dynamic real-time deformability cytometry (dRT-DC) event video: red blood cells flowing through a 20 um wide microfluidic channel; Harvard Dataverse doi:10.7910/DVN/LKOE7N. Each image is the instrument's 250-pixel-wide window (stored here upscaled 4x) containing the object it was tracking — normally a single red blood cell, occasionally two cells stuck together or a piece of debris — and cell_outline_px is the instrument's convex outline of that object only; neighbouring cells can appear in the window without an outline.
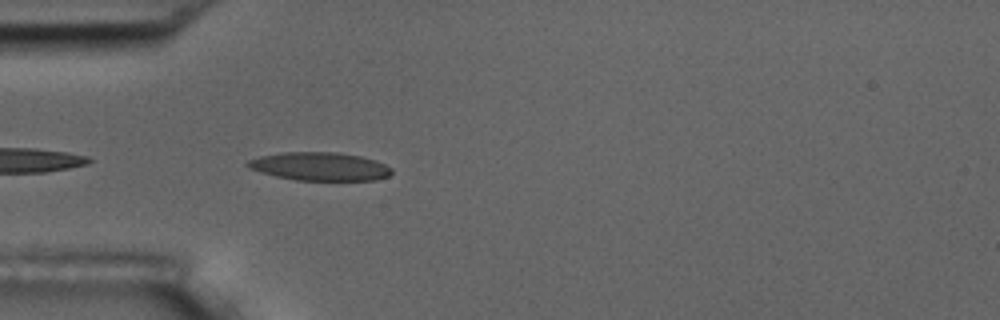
{"species": "common noctule bat (a hibernating species)", "species_latin": "Nyctalus noctula", "temperature_condition": "room temperature", "stored_images_in_passage": 11, "camera_frame_rate_fps": 3000, "um_per_image_px": 0.085, "animal": {"sex": "male", "body_mass_g": 17.5, "forearm_length_mm": 52.3}, "frame": {"image": 1, "passage_image": 2, "time_ms": 0.333, "image_size_px": [1000, 320], "cell_outline_px": [[392, 172], [388, 176], [376, 180], [296, 180], [276, 176], [248, 168], [244, 164], [248, 160], [260, 156], [284, 152], [340, 152], [360, 156], [376, 160], [392, 168]], "centroid_in_image_um": [27.19, 14.14], "position_along_channel_um": 57.8, "area_um2": 23.76}}
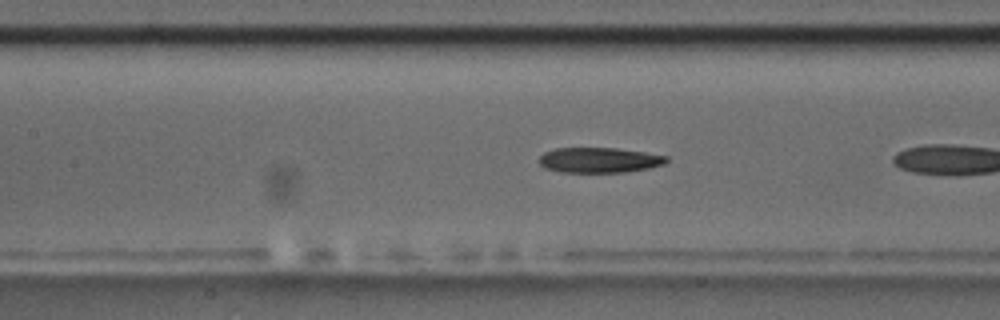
{"frame": {"image": 2, "passage_image": 8, "time_ms": 2.333, "image_size_px": [1000, 320], "cell_outline_px": [[668, 160], [664, 164], [648, 168], [624, 172], [560, 172], [544, 168], [536, 160], [544, 152], [556, 148], [616, 148], [644, 152], [668, 156]], "centroid_in_image_um": [50.89, 13.6], "position_along_channel_um": 156.5, "area_um2": 18.79}}